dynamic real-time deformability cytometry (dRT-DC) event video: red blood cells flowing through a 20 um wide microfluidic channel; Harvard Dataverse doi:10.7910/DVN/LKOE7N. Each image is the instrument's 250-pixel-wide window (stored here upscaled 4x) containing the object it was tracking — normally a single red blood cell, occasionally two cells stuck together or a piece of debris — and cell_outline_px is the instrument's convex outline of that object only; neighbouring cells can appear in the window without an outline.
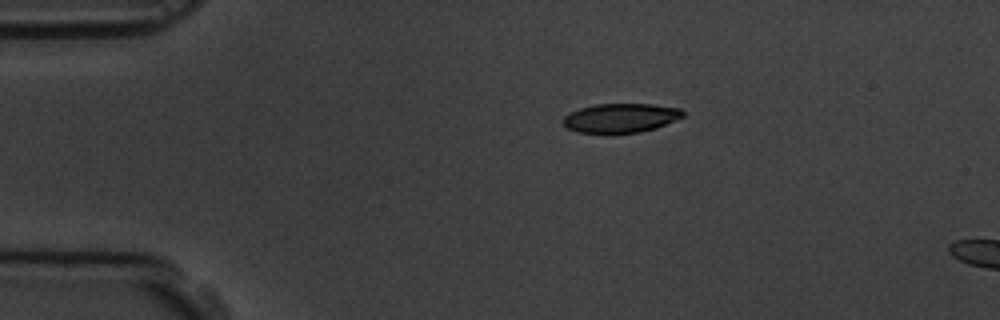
{"species": "common noctule bat (a hibernating species)", "species_latin": "Nyctalus noctula", "temperature_condition": "room temperature", "stored_images_in_passage": 2, "camera_frame_rate_fps": 3000, "um_per_image_px": 0.085, "animal": {"sex": "male", "body_mass_g": 19.5, "forearm_length_mm": 54.6}, "frame": {"image": 1, "passage_image": 1, "time_ms": 0.0, "image_size_px": [1000, 320], "cell_outline_px": [[684, 116], [656, 128], [640, 132], [612, 136], [608, 136], [576, 132], [568, 128], [564, 124], [564, 116], [580, 108], [596, 104], [652, 104], [680, 108], [684, 112]], "centroid_in_image_um": [52.74, 10.07], "position_along_channel_um": 32.3, "area_um2": 20.98}}